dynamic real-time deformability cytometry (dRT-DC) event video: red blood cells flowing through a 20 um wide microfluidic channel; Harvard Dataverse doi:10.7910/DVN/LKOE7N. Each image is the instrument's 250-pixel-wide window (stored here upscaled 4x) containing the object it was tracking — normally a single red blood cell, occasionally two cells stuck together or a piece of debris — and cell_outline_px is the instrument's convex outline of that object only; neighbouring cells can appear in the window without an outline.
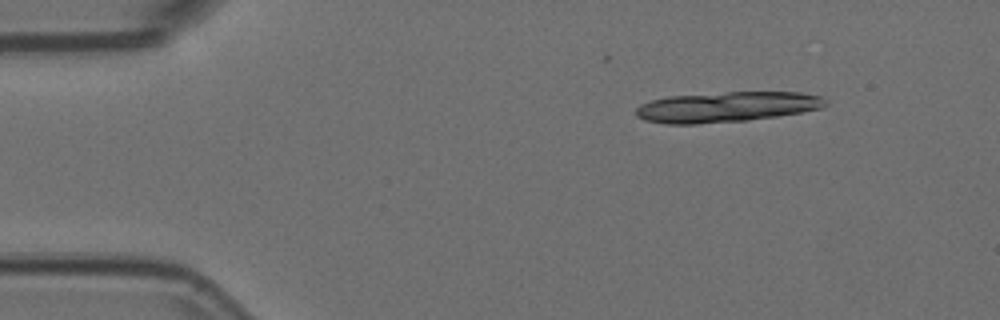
{"species": "Egyptian fruit bat (a non-hibernating species)", "species_latin": "Rousettus aegyptiacus", "temperature_condition": "room temperature", "stored_images_in_passage": 9, "camera_frame_rate_fps": 3000, "um_per_image_px": 0.085, "animal": {"sex": "female"}, "frame": {"image": 1, "passage_image": 1, "time_ms": 0.0, "image_size_px": [1000, 320], "cell_outline_px": [[828, 104], [820, 108], [800, 112], [776, 116], [748, 120], [696, 124], [664, 124], [644, 120], [636, 116], [636, 108], [640, 104], [652, 100], [668, 96], [728, 92], [800, 92], [820, 96], [828, 100]], "centroid_in_image_um": [61.74, 9.09], "position_along_channel_um": 23.3, "area_um2": 33.52}}